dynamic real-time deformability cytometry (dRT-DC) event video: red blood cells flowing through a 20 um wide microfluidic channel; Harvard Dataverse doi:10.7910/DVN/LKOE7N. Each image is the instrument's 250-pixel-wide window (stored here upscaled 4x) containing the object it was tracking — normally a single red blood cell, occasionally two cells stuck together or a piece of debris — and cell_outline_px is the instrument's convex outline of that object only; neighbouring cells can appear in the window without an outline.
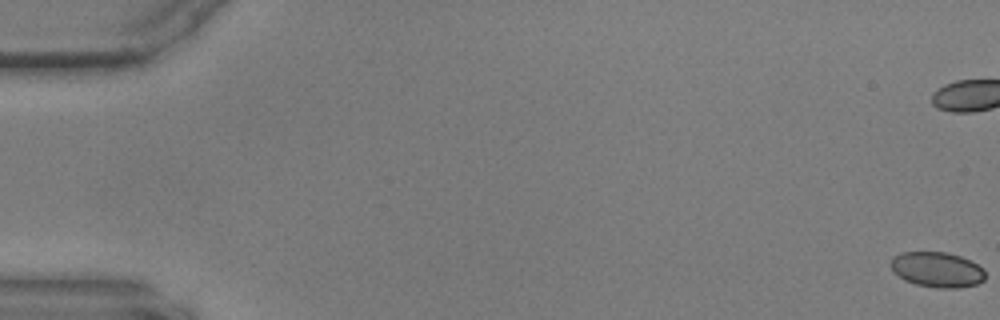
{"species": "common noctule bat (a hibernating species)", "species_latin": "Nyctalus noctula", "temperature_condition": "warm", "stored_images_in_passage": 61, "camera_frame_rate_fps": 3000, "um_per_image_px": 0.085, "animal": {"sex": "male", "body_mass_g": 17.9, "forearm_length_mm": 54.2}, "frame": {"image": 1, "passage_image": 1, "time_ms": 0.0, "image_size_px": [1000, 320], "cell_outline_px": [[984, 280], [976, 284], [960, 288], [936, 288], [916, 284], [904, 280], [892, 272], [888, 264], [892, 256], [900, 252], [948, 252], [972, 260], [984, 268]], "centroid_in_image_um": [79.62, 22.91], "position_along_channel_um": 5.4, "area_um2": 19.88}}
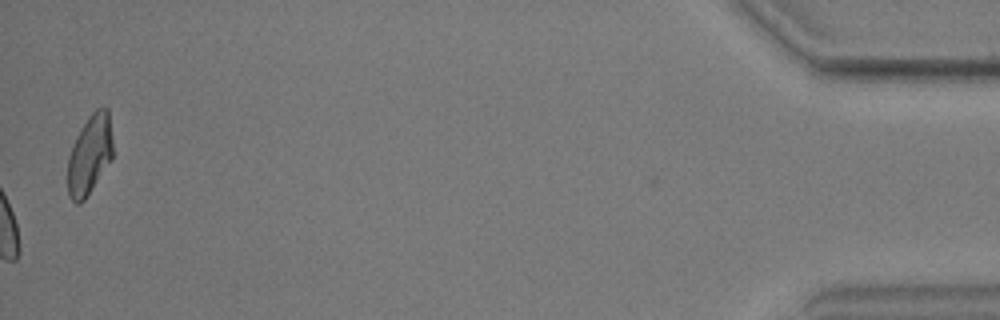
{"frame": {"image": 2, "passage_image": 61, "time_ms": 20.0, "image_size_px": [1000, 320], "cell_outline_px": [[112, 160], [84, 200], [80, 204], [76, 204], [68, 196], [68, 156], [76, 136], [80, 128], [88, 116], [96, 108], [108, 108], [112, 140]], "centroid_in_image_um": [7.62, 13.15], "position_along_channel_um": 427.6, "area_um2": 20.98}}